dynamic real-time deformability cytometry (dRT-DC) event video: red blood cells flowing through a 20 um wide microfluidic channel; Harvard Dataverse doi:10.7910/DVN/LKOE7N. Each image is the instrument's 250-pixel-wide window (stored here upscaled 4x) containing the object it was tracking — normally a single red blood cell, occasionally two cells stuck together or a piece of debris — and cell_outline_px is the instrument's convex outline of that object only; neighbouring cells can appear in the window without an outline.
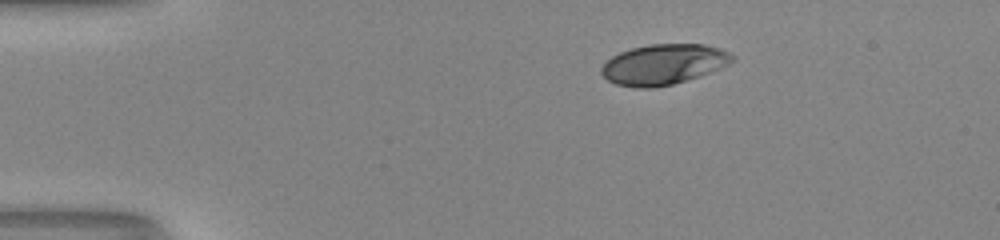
{"species": "human", "species_latin": "Homo sapiens", "temperature_condition": "room temperature", "stored_images_in_passage": 42, "camera_frame_rate_fps": 3000, "um_per_image_px": 0.085, "donor": {"sex": "male"}, "frame": {"image": 1, "passage_image": 1, "time_ms": 0.0, "image_size_px": [1000, 240], "cell_outline_px": [[736, 60], [720, 68], [700, 76], [672, 84], [652, 88], [636, 88], [616, 84], [608, 80], [600, 72], [600, 68], [612, 56], [620, 52], [632, 48], [648, 44], [704, 44], [720, 48], [736, 56]], "centroid_in_image_um": [56.42, 5.47], "position_along_channel_um": 28.6, "area_um2": 30.87}}
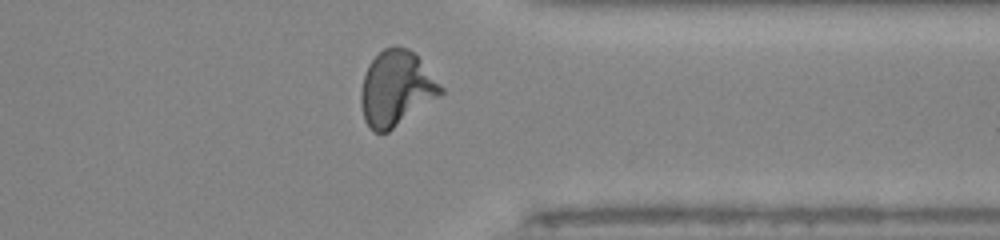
{"frame": {"image": 2, "passage_image": 32, "time_ms": 10.333, "image_size_px": [1000, 240], "cell_outline_px": [[444, 92], [440, 96], [388, 132], [372, 132], [368, 128], [364, 120], [360, 104], [360, 92], [364, 76], [368, 64], [384, 48], [396, 44], [408, 48], [416, 52], [444, 88]], "centroid_in_image_um": [33.68, 7.5], "position_along_channel_um": 377.7, "area_um2": 35.43}}
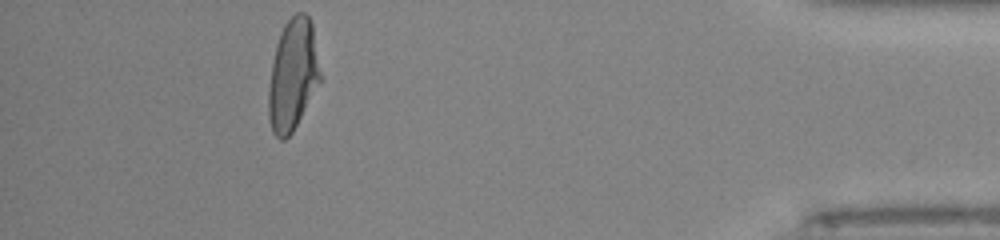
{"frame": {"image": 3, "passage_image": 38, "time_ms": 12.333, "image_size_px": [1000, 240], "cell_outline_px": [[320, 80], [292, 132], [284, 140], [280, 140], [272, 132], [268, 116], [268, 88], [272, 64], [276, 44], [280, 32], [284, 24], [296, 12], [304, 12], [308, 16], [312, 24], [320, 72]], "centroid_in_image_um": [24.86, 6.35], "position_along_channel_um": 410.3, "area_um2": 33.12}, "authors_computed_cell_mechanics": {"area_um2": 33.1483, "velocity_mm_per_s": 4.1559, "shape_relaxation_time_tau1_ms": 3.8873, "shape_relaxation_time_tau2_ms": null, "deformation_change_tau1": 0.1964, "deformation_change_tau2": null}}